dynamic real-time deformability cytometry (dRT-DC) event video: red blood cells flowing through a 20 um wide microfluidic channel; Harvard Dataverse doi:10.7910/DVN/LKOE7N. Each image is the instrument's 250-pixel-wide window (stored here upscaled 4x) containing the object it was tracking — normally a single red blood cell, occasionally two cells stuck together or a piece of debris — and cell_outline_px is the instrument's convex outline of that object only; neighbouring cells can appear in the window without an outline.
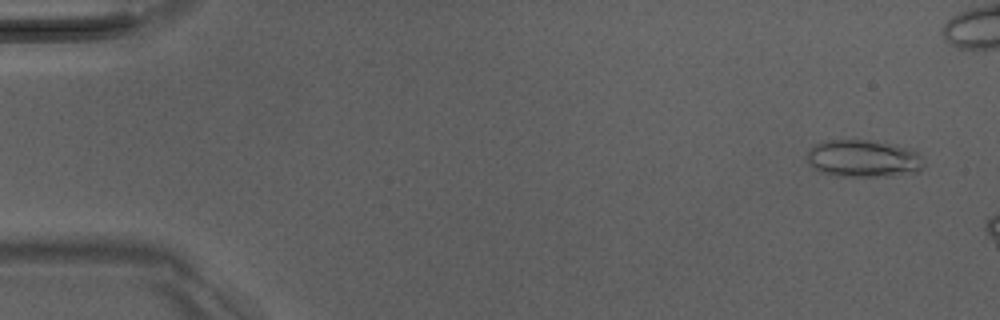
{"species": "Egyptian fruit bat (a non-hibernating species)", "species_latin": "Rousettus aegyptiacus", "temperature_condition": "room temperature", "stored_images_in_passage": 9, "camera_frame_rate_fps": 3000, "um_per_image_px": 0.085, "animal": {"sex": "male"}, "frame": {"image": 1, "passage_image": 3, "time_ms": 0.667, "image_size_px": [1000, 320], "cell_outline_px": [[924, 164], [920, 172], [892, 176], [836, 176], [820, 172], [812, 168], [808, 164], [808, 148], [824, 140], [876, 140], [896, 144], [912, 148], [924, 160]], "centroid_in_image_um": [73.41, 13.47], "position_along_channel_um": 11.6, "area_um2": 26.01}}